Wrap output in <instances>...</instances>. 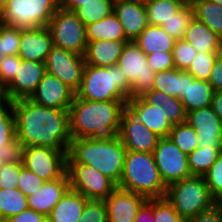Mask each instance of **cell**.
Returning a JSON list of instances; mask_svg holds the SVG:
<instances>
[{
  "instance_id": "5b68a950",
  "label": "cell",
  "mask_w": 222,
  "mask_h": 222,
  "mask_svg": "<svg viewBox=\"0 0 222 222\" xmlns=\"http://www.w3.org/2000/svg\"><path fill=\"white\" fill-rule=\"evenodd\" d=\"M131 84L120 67H96L85 65L78 98L91 101H128Z\"/></svg>"
},
{
  "instance_id": "4dcf8cb0",
  "label": "cell",
  "mask_w": 222,
  "mask_h": 222,
  "mask_svg": "<svg viewBox=\"0 0 222 222\" xmlns=\"http://www.w3.org/2000/svg\"><path fill=\"white\" fill-rule=\"evenodd\" d=\"M187 88V71L176 68L155 73L152 89L180 99Z\"/></svg>"
},
{
  "instance_id": "8992f818",
  "label": "cell",
  "mask_w": 222,
  "mask_h": 222,
  "mask_svg": "<svg viewBox=\"0 0 222 222\" xmlns=\"http://www.w3.org/2000/svg\"><path fill=\"white\" fill-rule=\"evenodd\" d=\"M165 197L185 220L217 204L204 176H191L168 185Z\"/></svg>"
},
{
  "instance_id": "52a82bcc",
  "label": "cell",
  "mask_w": 222,
  "mask_h": 222,
  "mask_svg": "<svg viewBox=\"0 0 222 222\" xmlns=\"http://www.w3.org/2000/svg\"><path fill=\"white\" fill-rule=\"evenodd\" d=\"M61 0H10L0 10V22L17 28L45 27Z\"/></svg>"
},
{
  "instance_id": "44dd1931",
  "label": "cell",
  "mask_w": 222,
  "mask_h": 222,
  "mask_svg": "<svg viewBox=\"0 0 222 222\" xmlns=\"http://www.w3.org/2000/svg\"><path fill=\"white\" fill-rule=\"evenodd\" d=\"M113 13L129 41H134L149 25L144 0H115Z\"/></svg>"
},
{
  "instance_id": "db71d44e",
  "label": "cell",
  "mask_w": 222,
  "mask_h": 222,
  "mask_svg": "<svg viewBox=\"0 0 222 222\" xmlns=\"http://www.w3.org/2000/svg\"><path fill=\"white\" fill-rule=\"evenodd\" d=\"M211 107L222 121V89L213 92Z\"/></svg>"
},
{
  "instance_id": "1f68e13d",
  "label": "cell",
  "mask_w": 222,
  "mask_h": 222,
  "mask_svg": "<svg viewBox=\"0 0 222 222\" xmlns=\"http://www.w3.org/2000/svg\"><path fill=\"white\" fill-rule=\"evenodd\" d=\"M194 18L222 38V6L208 0H192Z\"/></svg>"
},
{
  "instance_id": "ffe728a7",
  "label": "cell",
  "mask_w": 222,
  "mask_h": 222,
  "mask_svg": "<svg viewBox=\"0 0 222 222\" xmlns=\"http://www.w3.org/2000/svg\"><path fill=\"white\" fill-rule=\"evenodd\" d=\"M53 46V39L47 26L21 28L18 52L21 59L44 63Z\"/></svg>"
},
{
  "instance_id": "7bdbcfd3",
  "label": "cell",
  "mask_w": 222,
  "mask_h": 222,
  "mask_svg": "<svg viewBox=\"0 0 222 222\" xmlns=\"http://www.w3.org/2000/svg\"><path fill=\"white\" fill-rule=\"evenodd\" d=\"M153 216L156 222H186L166 197L153 198Z\"/></svg>"
},
{
  "instance_id": "4fadbf2b",
  "label": "cell",
  "mask_w": 222,
  "mask_h": 222,
  "mask_svg": "<svg viewBox=\"0 0 222 222\" xmlns=\"http://www.w3.org/2000/svg\"><path fill=\"white\" fill-rule=\"evenodd\" d=\"M44 64L47 73L56 76L75 93L79 90L86 65L84 56L53 46Z\"/></svg>"
},
{
  "instance_id": "d590c367",
  "label": "cell",
  "mask_w": 222,
  "mask_h": 222,
  "mask_svg": "<svg viewBox=\"0 0 222 222\" xmlns=\"http://www.w3.org/2000/svg\"><path fill=\"white\" fill-rule=\"evenodd\" d=\"M222 153V148L202 147L196 148L192 153L188 154V165L192 176H204L216 159Z\"/></svg>"
},
{
  "instance_id": "836d02e7",
  "label": "cell",
  "mask_w": 222,
  "mask_h": 222,
  "mask_svg": "<svg viewBox=\"0 0 222 222\" xmlns=\"http://www.w3.org/2000/svg\"><path fill=\"white\" fill-rule=\"evenodd\" d=\"M28 209L27 196L17 187L13 189L0 188V220L5 221Z\"/></svg>"
},
{
  "instance_id": "f6af8a7d",
  "label": "cell",
  "mask_w": 222,
  "mask_h": 222,
  "mask_svg": "<svg viewBox=\"0 0 222 222\" xmlns=\"http://www.w3.org/2000/svg\"><path fill=\"white\" fill-rule=\"evenodd\" d=\"M21 58L18 55L3 57L0 63V92L14 79Z\"/></svg>"
},
{
  "instance_id": "8fae6325",
  "label": "cell",
  "mask_w": 222,
  "mask_h": 222,
  "mask_svg": "<svg viewBox=\"0 0 222 222\" xmlns=\"http://www.w3.org/2000/svg\"><path fill=\"white\" fill-rule=\"evenodd\" d=\"M68 151L28 146L23 150V166L44 181L61 178L67 172Z\"/></svg>"
},
{
  "instance_id": "74e56055",
  "label": "cell",
  "mask_w": 222,
  "mask_h": 222,
  "mask_svg": "<svg viewBox=\"0 0 222 222\" xmlns=\"http://www.w3.org/2000/svg\"><path fill=\"white\" fill-rule=\"evenodd\" d=\"M168 137L187 155L198 147V135L187 122L174 125Z\"/></svg>"
},
{
  "instance_id": "ba28073f",
  "label": "cell",
  "mask_w": 222,
  "mask_h": 222,
  "mask_svg": "<svg viewBox=\"0 0 222 222\" xmlns=\"http://www.w3.org/2000/svg\"><path fill=\"white\" fill-rule=\"evenodd\" d=\"M54 46L84 56L87 48L86 26L74 11L58 8L47 25Z\"/></svg>"
},
{
  "instance_id": "277c9868",
  "label": "cell",
  "mask_w": 222,
  "mask_h": 222,
  "mask_svg": "<svg viewBox=\"0 0 222 222\" xmlns=\"http://www.w3.org/2000/svg\"><path fill=\"white\" fill-rule=\"evenodd\" d=\"M118 188L150 198L165 197L167 186L161 179L153 153L126 151Z\"/></svg>"
},
{
  "instance_id": "f35d334b",
  "label": "cell",
  "mask_w": 222,
  "mask_h": 222,
  "mask_svg": "<svg viewBox=\"0 0 222 222\" xmlns=\"http://www.w3.org/2000/svg\"><path fill=\"white\" fill-rule=\"evenodd\" d=\"M217 54L218 52L197 53L186 71L196 80L208 81Z\"/></svg>"
},
{
  "instance_id": "7c38bea8",
  "label": "cell",
  "mask_w": 222,
  "mask_h": 222,
  "mask_svg": "<svg viewBox=\"0 0 222 222\" xmlns=\"http://www.w3.org/2000/svg\"><path fill=\"white\" fill-rule=\"evenodd\" d=\"M153 156L166 186L192 176L188 165V155L182 152L169 137L159 139Z\"/></svg>"
},
{
  "instance_id": "d6a6232c",
  "label": "cell",
  "mask_w": 222,
  "mask_h": 222,
  "mask_svg": "<svg viewBox=\"0 0 222 222\" xmlns=\"http://www.w3.org/2000/svg\"><path fill=\"white\" fill-rule=\"evenodd\" d=\"M144 5L148 23L156 26H162L184 6L175 0H144Z\"/></svg>"
},
{
  "instance_id": "91938a15",
  "label": "cell",
  "mask_w": 222,
  "mask_h": 222,
  "mask_svg": "<svg viewBox=\"0 0 222 222\" xmlns=\"http://www.w3.org/2000/svg\"><path fill=\"white\" fill-rule=\"evenodd\" d=\"M214 3H217L219 6H222V0H208Z\"/></svg>"
},
{
  "instance_id": "9a60e30c",
  "label": "cell",
  "mask_w": 222,
  "mask_h": 222,
  "mask_svg": "<svg viewBox=\"0 0 222 222\" xmlns=\"http://www.w3.org/2000/svg\"><path fill=\"white\" fill-rule=\"evenodd\" d=\"M46 73L44 63L21 59L14 79L0 92L10 102L30 98Z\"/></svg>"
},
{
  "instance_id": "484cf974",
  "label": "cell",
  "mask_w": 222,
  "mask_h": 222,
  "mask_svg": "<svg viewBox=\"0 0 222 222\" xmlns=\"http://www.w3.org/2000/svg\"><path fill=\"white\" fill-rule=\"evenodd\" d=\"M189 42L197 53L220 52L222 38L201 21L193 18L183 38Z\"/></svg>"
},
{
  "instance_id": "9f6ffc18",
  "label": "cell",
  "mask_w": 222,
  "mask_h": 222,
  "mask_svg": "<svg viewBox=\"0 0 222 222\" xmlns=\"http://www.w3.org/2000/svg\"><path fill=\"white\" fill-rule=\"evenodd\" d=\"M3 60L2 56V46H1V22H0V63Z\"/></svg>"
},
{
  "instance_id": "30bf717a",
  "label": "cell",
  "mask_w": 222,
  "mask_h": 222,
  "mask_svg": "<svg viewBox=\"0 0 222 222\" xmlns=\"http://www.w3.org/2000/svg\"><path fill=\"white\" fill-rule=\"evenodd\" d=\"M70 189L87 199L104 200L117 185L108 177L86 164H67Z\"/></svg>"
},
{
  "instance_id": "603a6c76",
  "label": "cell",
  "mask_w": 222,
  "mask_h": 222,
  "mask_svg": "<svg viewBox=\"0 0 222 222\" xmlns=\"http://www.w3.org/2000/svg\"><path fill=\"white\" fill-rule=\"evenodd\" d=\"M127 106L138 115L141 123L159 137H168L172 129L171 123L166 119L163 108L147 103L141 96L128 99Z\"/></svg>"
},
{
  "instance_id": "681fc988",
  "label": "cell",
  "mask_w": 222,
  "mask_h": 222,
  "mask_svg": "<svg viewBox=\"0 0 222 222\" xmlns=\"http://www.w3.org/2000/svg\"><path fill=\"white\" fill-rule=\"evenodd\" d=\"M186 222H222V204H216L212 208L189 218Z\"/></svg>"
},
{
  "instance_id": "f5cc1de1",
  "label": "cell",
  "mask_w": 222,
  "mask_h": 222,
  "mask_svg": "<svg viewBox=\"0 0 222 222\" xmlns=\"http://www.w3.org/2000/svg\"><path fill=\"white\" fill-rule=\"evenodd\" d=\"M134 222H156L153 216V198L147 199V201L138 210Z\"/></svg>"
},
{
  "instance_id": "b9f144b4",
  "label": "cell",
  "mask_w": 222,
  "mask_h": 222,
  "mask_svg": "<svg viewBox=\"0 0 222 222\" xmlns=\"http://www.w3.org/2000/svg\"><path fill=\"white\" fill-rule=\"evenodd\" d=\"M21 28L8 26L1 23L2 56L18 55L20 47Z\"/></svg>"
},
{
  "instance_id": "8d00e7d4",
  "label": "cell",
  "mask_w": 222,
  "mask_h": 222,
  "mask_svg": "<svg viewBox=\"0 0 222 222\" xmlns=\"http://www.w3.org/2000/svg\"><path fill=\"white\" fill-rule=\"evenodd\" d=\"M194 18L192 5H184L173 17L166 21L162 28L176 41L183 39L186 29Z\"/></svg>"
},
{
  "instance_id": "f546056e",
  "label": "cell",
  "mask_w": 222,
  "mask_h": 222,
  "mask_svg": "<svg viewBox=\"0 0 222 222\" xmlns=\"http://www.w3.org/2000/svg\"><path fill=\"white\" fill-rule=\"evenodd\" d=\"M86 39L87 41H129L125 36L122 24L114 13L104 19L87 25Z\"/></svg>"
},
{
  "instance_id": "7a4b0ae2",
  "label": "cell",
  "mask_w": 222,
  "mask_h": 222,
  "mask_svg": "<svg viewBox=\"0 0 222 222\" xmlns=\"http://www.w3.org/2000/svg\"><path fill=\"white\" fill-rule=\"evenodd\" d=\"M127 101H91L76 95L69 108L72 139L118 135Z\"/></svg>"
},
{
  "instance_id": "ee69618b",
  "label": "cell",
  "mask_w": 222,
  "mask_h": 222,
  "mask_svg": "<svg viewBox=\"0 0 222 222\" xmlns=\"http://www.w3.org/2000/svg\"><path fill=\"white\" fill-rule=\"evenodd\" d=\"M78 222H108L104 200L89 199Z\"/></svg>"
},
{
  "instance_id": "e575fe53",
  "label": "cell",
  "mask_w": 222,
  "mask_h": 222,
  "mask_svg": "<svg viewBox=\"0 0 222 222\" xmlns=\"http://www.w3.org/2000/svg\"><path fill=\"white\" fill-rule=\"evenodd\" d=\"M115 0H90L83 3L74 12L81 22L87 26L111 15Z\"/></svg>"
},
{
  "instance_id": "cb8c5ba5",
  "label": "cell",
  "mask_w": 222,
  "mask_h": 222,
  "mask_svg": "<svg viewBox=\"0 0 222 222\" xmlns=\"http://www.w3.org/2000/svg\"><path fill=\"white\" fill-rule=\"evenodd\" d=\"M85 64L96 67H111L118 63L126 42L114 40L87 41Z\"/></svg>"
},
{
  "instance_id": "f1b7e54d",
  "label": "cell",
  "mask_w": 222,
  "mask_h": 222,
  "mask_svg": "<svg viewBox=\"0 0 222 222\" xmlns=\"http://www.w3.org/2000/svg\"><path fill=\"white\" fill-rule=\"evenodd\" d=\"M147 103L160 106L166 112V119L172 126L186 122L187 113L180 99L167 95L162 91L151 89L141 96Z\"/></svg>"
},
{
  "instance_id": "7402d4cb",
  "label": "cell",
  "mask_w": 222,
  "mask_h": 222,
  "mask_svg": "<svg viewBox=\"0 0 222 222\" xmlns=\"http://www.w3.org/2000/svg\"><path fill=\"white\" fill-rule=\"evenodd\" d=\"M70 189L67 172L59 179L45 181L42 188L27 197L28 209L44 214H50L55 204Z\"/></svg>"
},
{
  "instance_id": "3957f363",
  "label": "cell",
  "mask_w": 222,
  "mask_h": 222,
  "mask_svg": "<svg viewBox=\"0 0 222 222\" xmlns=\"http://www.w3.org/2000/svg\"><path fill=\"white\" fill-rule=\"evenodd\" d=\"M126 151L118 135L72 139L67 164L90 165L118 185Z\"/></svg>"
},
{
  "instance_id": "680465c9",
  "label": "cell",
  "mask_w": 222,
  "mask_h": 222,
  "mask_svg": "<svg viewBox=\"0 0 222 222\" xmlns=\"http://www.w3.org/2000/svg\"><path fill=\"white\" fill-rule=\"evenodd\" d=\"M10 0H0V10L9 2Z\"/></svg>"
},
{
  "instance_id": "d6986e66",
  "label": "cell",
  "mask_w": 222,
  "mask_h": 222,
  "mask_svg": "<svg viewBox=\"0 0 222 222\" xmlns=\"http://www.w3.org/2000/svg\"><path fill=\"white\" fill-rule=\"evenodd\" d=\"M147 201L143 195L116 188L106 199L108 222H134L138 210Z\"/></svg>"
},
{
  "instance_id": "2e32d148",
  "label": "cell",
  "mask_w": 222,
  "mask_h": 222,
  "mask_svg": "<svg viewBox=\"0 0 222 222\" xmlns=\"http://www.w3.org/2000/svg\"><path fill=\"white\" fill-rule=\"evenodd\" d=\"M24 145L16 139L12 103L0 99V164L23 162Z\"/></svg>"
},
{
  "instance_id": "bcb514c9",
  "label": "cell",
  "mask_w": 222,
  "mask_h": 222,
  "mask_svg": "<svg viewBox=\"0 0 222 222\" xmlns=\"http://www.w3.org/2000/svg\"><path fill=\"white\" fill-rule=\"evenodd\" d=\"M44 180L39 178L35 173L27 170L24 166L21 168L17 188L27 197L36 193L42 188Z\"/></svg>"
},
{
  "instance_id": "ac0fdd59",
  "label": "cell",
  "mask_w": 222,
  "mask_h": 222,
  "mask_svg": "<svg viewBox=\"0 0 222 222\" xmlns=\"http://www.w3.org/2000/svg\"><path fill=\"white\" fill-rule=\"evenodd\" d=\"M76 93L49 73L43 75L30 100L47 108L69 110Z\"/></svg>"
},
{
  "instance_id": "ab89813d",
  "label": "cell",
  "mask_w": 222,
  "mask_h": 222,
  "mask_svg": "<svg viewBox=\"0 0 222 222\" xmlns=\"http://www.w3.org/2000/svg\"><path fill=\"white\" fill-rule=\"evenodd\" d=\"M204 178L214 201L217 204H222V153L204 175Z\"/></svg>"
},
{
  "instance_id": "4316f807",
  "label": "cell",
  "mask_w": 222,
  "mask_h": 222,
  "mask_svg": "<svg viewBox=\"0 0 222 222\" xmlns=\"http://www.w3.org/2000/svg\"><path fill=\"white\" fill-rule=\"evenodd\" d=\"M213 88L208 81L196 80L187 72V88L180 98L185 112L211 106Z\"/></svg>"
},
{
  "instance_id": "d4e9b609",
  "label": "cell",
  "mask_w": 222,
  "mask_h": 222,
  "mask_svg": "<svg viewBox=\"0 0 222 222\" xmlns=\"http://www.w3.org/2000/svg\"><path fill=\"white\" fill-rule=\"evenodd\" d=\"M89 199L69 189L55 204L47 222H78Z\"/></svg>"
},
{
  "instance_id": "e0dca14e",
  "label": "cell",
  "mask_w": 222,
  "mask_h": 222,
  "mask_svg": "<svg viewBox=\"0 0 222 222\" xmlns=\"http://www.w3.org/2000/svg\"><path fill=\"white\" fill-rule=\"evenodd\" d=\"M186 122L198 135V148H222V121L211 106L187 112Z\"/></svg>"
},
{
  "instance_id": "6da1fadb",
  "label": "cell",
  "mask_w": 222,
  "mask_h": 222,
  "mask_svg": "<svg viewBox=\"0 0 222 222\" xmlns=\"http://www.w3.org/2000/svg\"><path fill=\"white\" fill-rule=\"evenodd\" d=\"M15 134L24 147L68 151L71 144L69 110L47 108L29 98L12 101Z\"/></svg>"
},
{
  "instance_id": "c3c4849f",
  "label": "cell",
  "mask_w": 222,
  "mask_h": 222,
  "mask_svg": "<svg viewBox=\"0 0 222 222\" xmlns=\"http://www.w3.org/2000/svg\"><path fill=\"white\" fill-rule=\"evenodd\" d=\"M146 58L148 65L155 73L175 68L173 52L156 51L146 55Z\"/></svg>"
},
{
  "instance_id": "6f0895ef",
  "label": "cell",
  "mask_w": 222,
  "mask_h": 222,
  "mask_svg": "<svg viewBox=\"0 0 222 222\" xmlns=\"http://www.w3.org/2000/svg\"><path fill=\"white\" fill-rule=\"evenodd\" d=\"M175 1H178L184 5H190L192 3V0H175Z\"/></svg>"
},
{
  "instance_id": "5bb4252c",
  "label": "cell",
  "mask_w": 222,
  "mask_h": 222,
  "mask_svg": "<svg viewBox=\"0 0 222 222\" xmlns=\"http://www.w3.org/2000/svg\"><path fill=\"white\" fill-rule=\"evenodd\" d=\"M118 136L126 150L153 153L161 137L148 129L127 105L122 111Z\"/></svg>"
},
{
  "instance_id": "9c48e42d",
  "label": "cell",
  "mask_w": 222,
  "mask_h": 222,
  "mask_svg": "<svg viewBox=\"0 0 222 222\" xmlns=\"http://www.w3.org/2000/svg\"><path fill=\"white\" fill-rule=\"evenodd\" d=\"M117 65L131 84L130 99L142 96L153 88L155 72L148 65L144 52L134 41L126 42Z\"/></svg>"
},
{
  "instance_id": "7dc6e473",
  "label": "cell",
  "mask_w": 222,
  "mask_h": 222,
  "mask_svg": "<svg viewBox=\"0 0 222 222\" xmlns=\"http://www.w3.org/2000/svg\"><path fill=\"white\" fill-rule=\"evenodd\" d=\"M22 167H23V162L1 165L0 188L2 189L16 188L19 182V177Z\"/></svg>"
},
{
  "instance_id": "f907efd6",
  "label": "cell",
  "mask_w": 222,
  "mask_h": 222,
  "mask_svg": "<svg viewBox=\"0 0 222 222\" xmlns=\"http://www.w3.org/2000/svg\"><path fill=\"white\" fill-rule=\"evenodd\" d=\"M208 82L211 84L213 91L222 89V50L217 54Z\"/></svg>"
},
{
  "instance_id": "60d3db41",
  "label": "cell",
  "mask_w": 222,
  "mask_h": 222,
  "mask_svg": "<svg viewBox=\"0 0 222 222\" xmlns=\"http://www.w3.org/2000/svg\"><path fill=\"white\" fill-rule=\"evenodd\" d=\"M172 52L175 68L185 71L197 54L196 49L184 39L175 41Z\"/></svg>"
},
{
  "instance_id": "83f0119b",
  "label": "cell",
  "mask_w": 222,
  "mask_h": 222,
  "mask_svg": "<svg viewBox=\"0 0 222 222\" xmlns=\"http://www.w3.org/2000/svg\"><path fill=\"white\" fill-rule=\"evenodd\" d=\"M175 41L162 26L149 24L134 40V43L145 55H149L156 51L172 52Z\"/></svg>"
},
{
  "instance_id": "816d5d0a",
  "label": "cell",
  "mask_w": 222,
  "mask_h": 222,
  "mask_svg": "<svg viewBox=\"0 0 222 222\" xmlns=\"http://www.w3.org/2000/svg\"><path fill=\"white\" fill-rule=\"evenodd\" d=\"M5 222H47V217L42 213L27 209L8 218Z\"/></svg>"
},
{
  "instance_id": "11a10c76",
  "label": "cell",
  "mask_w": 222,
  "mask_h": 222,
  "mask_svg": "<svg viewBox=\"0 0 222 222\" xmlns=\"http://www.w3.org/2000/svg\"><path fill=\"white\" fill-rule=\"evenodd\" d=\"M90 0H61V6L69 11H75L78 7L82 6Z\"/></svg>"
}]
</instances>
